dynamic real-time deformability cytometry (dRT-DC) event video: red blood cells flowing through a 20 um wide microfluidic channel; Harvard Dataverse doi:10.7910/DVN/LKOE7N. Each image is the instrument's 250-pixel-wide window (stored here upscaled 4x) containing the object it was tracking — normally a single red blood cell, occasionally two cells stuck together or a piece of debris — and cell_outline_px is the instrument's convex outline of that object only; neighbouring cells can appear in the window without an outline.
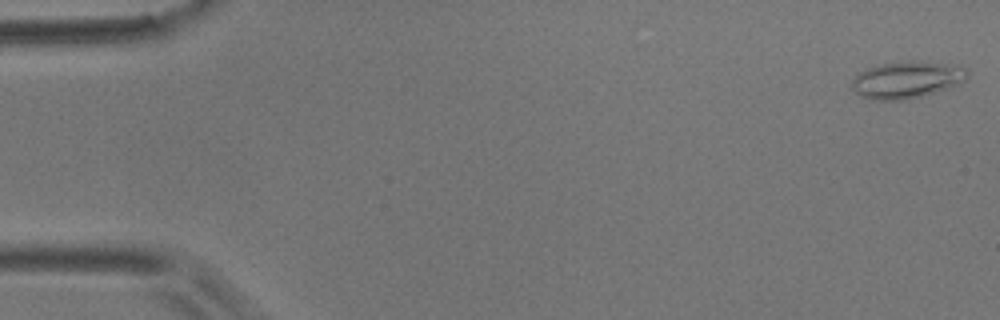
{"species": "common noctule bat (a hibernating species)", "species_latin": "Nyctalus noctula", "temperature_condition": "room temperature", "stored_images_in_passage": 56, "camera_frame_rate_fps": 3000, "um_per_image_px": 0.085, "animal": {"sex": "male", "body_mass_g": 17.9}, "frame": {"image": 1, "passage_image": 1, "time_ms": 0.0, "image_size_px": [1000, 320], "cell_outline_px": [[968, 76], [964, 80], [956, 84], [908, 100], [876, 100], [860, 96], [852, 88], [852, 80], [860, 72], [868, 68], [880, 64], [908, 60], [920, 60], [968, 68]], "centroid_in_image_um": [77.04, 6.77], "position_along_channel_um": 8.0, "area_um2": 24.57}}
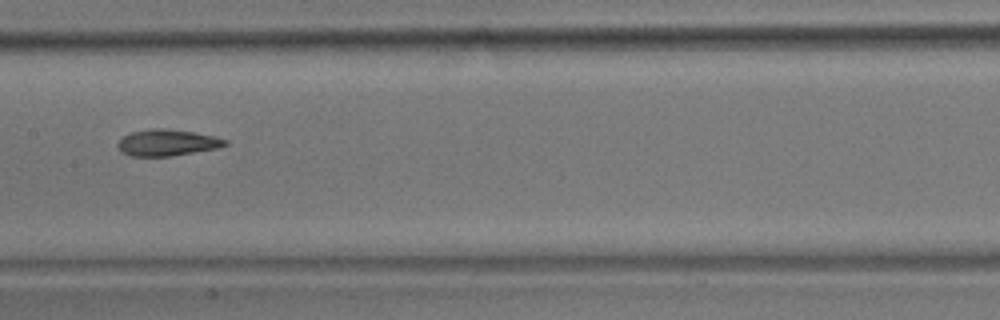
{"frame": {"image": 2, "passage_image": 28, "time_ms": 9.0, "image_size_px": [1000, 320], "cell_outline_px": [[228, 144], [216, 148], [168, 156], [132, 156], [120, 152], [116, 144], [124, 136], [132, 132], [156, 128], [168, 128], [216, 136], [228, 140]], "centroid_in_image_um": [14.2, 12.12], "position_along_channel_um": 193.2, "area_um2": 16.36}}
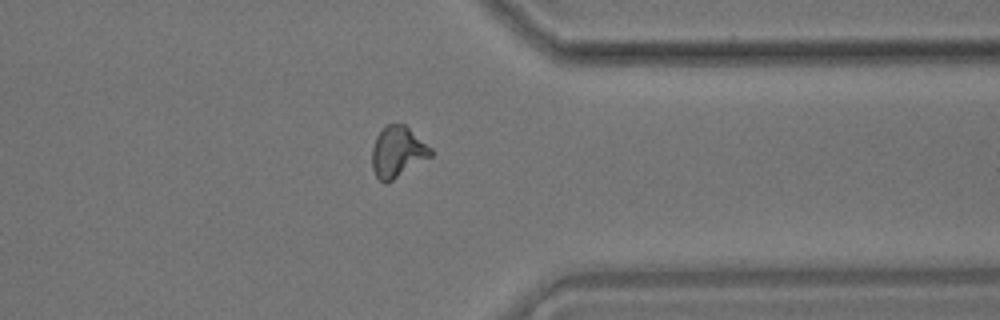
{"frame": {"image": 3, "passage_image": 44, "time_ms": 14.333, "image_size_px": [1000, 320], "cell_outline_px": [[432, 156], [388, 184], [384, 184], [376, 176], [372, 168], [372, 148], [376, 136], [388, 124], [404, 124], [432, 148]], "centroid_in_image_um": [33.8, 12.95], "position_along_channel_um": 377.6, "area_um2": 17.51}, "authors_computed_cell_mechanics": {"area_um2": 17.1666, "velocity_mm_per_s": 3.5684, "shape_relaxation_time_tau1_ms": null, "shape_relaxation_time_tau2_ms": 2.9368, "deformation_change_tau1": null, "deformation_change_tau2": 0.105}}